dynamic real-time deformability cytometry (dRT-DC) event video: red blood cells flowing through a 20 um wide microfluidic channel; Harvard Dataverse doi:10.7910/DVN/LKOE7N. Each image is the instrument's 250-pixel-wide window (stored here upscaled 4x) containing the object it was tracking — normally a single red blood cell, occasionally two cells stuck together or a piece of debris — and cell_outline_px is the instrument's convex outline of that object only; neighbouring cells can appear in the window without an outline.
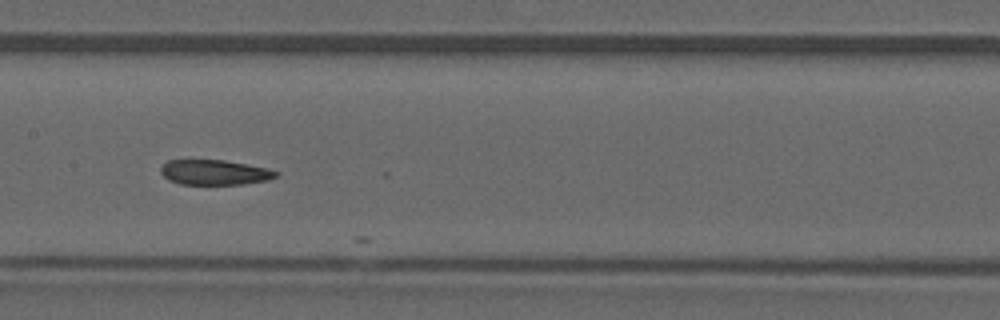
{"species": "common noctule bat (a hibernating species)", "species_latin": "Nyctalus noctula", "temperature_condition": "warm", "stored_images_in_passage": 25, "camera_frame_rate_fps": 3000, "um_per_image_px": 0.085, "animal": {"sex": "male", "forearm_length_mm": 52.5}, "frame": {"image": 1, "passage_image": 24, "time_ms": 7.667, "image_size_px": [1000, 320], "cell_outline_px": [[280, 176], [268, 180], [244, 184], [180, 184], [168, 180], [160, 172], [160, 168], [168, 160], [224, 160], [248, 164], [268, 168], [280, 172]], "centroid_in_image_um": [18.29, 14.65], "position_along_channel_um": 189.1, "area_um2": 16.99}}